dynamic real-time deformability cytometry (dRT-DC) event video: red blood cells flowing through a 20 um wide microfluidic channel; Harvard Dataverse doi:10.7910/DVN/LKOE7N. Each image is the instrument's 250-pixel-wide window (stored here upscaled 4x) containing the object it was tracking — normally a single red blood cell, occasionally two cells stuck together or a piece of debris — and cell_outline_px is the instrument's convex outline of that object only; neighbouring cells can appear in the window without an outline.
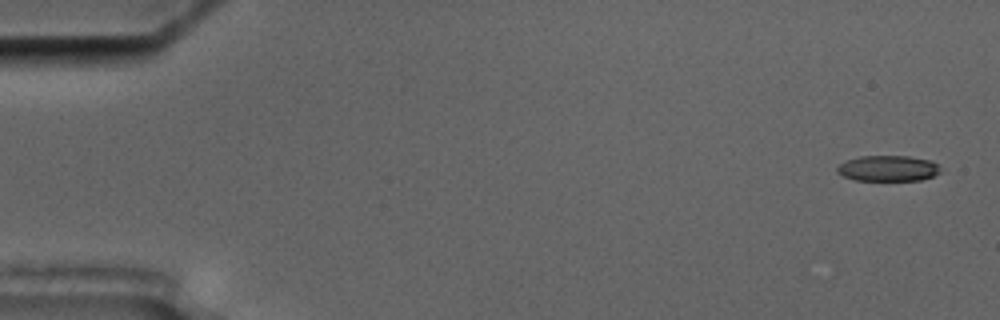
{"species": "common noctule bat (a hibernating species)", "species_latin": "Nyctalus noctula", "temperature_condition": "cold", "stored_images_in_passage": 7, "camera_frame_rate_fps": 3000, "um_per_image_px": 0.085, "animal": {"sex": "male", "body_mass_g": 17.5, "forearm_length_mm": 52.3}, "frame": {"image": 1, "passage_image": 1, "time_ms": 0.0, "image_size_px": [1000, 320], "cell_outline_px": [[944, 172], [920, 180], [856, 180], [844, 176], [836, 172], [836, 168], [840, 164], [848, 160], [860, 156], [908, 156], [932, 160]], "centroid_in_image_um": [75.52, 14.31], "position_along_channel_um": 9.5, "area_um2": 15.49}}
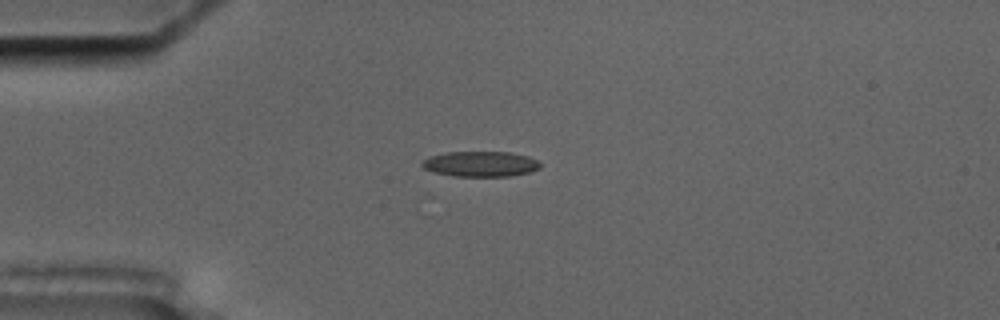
{"frame": {"image": 2, "passage_image": 4, "time_ms": 4.333, "image_size_px": [1000, 320], "cell_outline_px": [[540, 168], [528, 172], [508, 176], [452, 176], [436, 172], [424, 168], [420, 164], [428, 156], [448, 152], [508, 152], [528, 156], [536, 160], [540, 164]], "centroid_in_image_um": [40.82, 13.93], "position_along_channel_um": 44.2, "area_um2": 17.28}}